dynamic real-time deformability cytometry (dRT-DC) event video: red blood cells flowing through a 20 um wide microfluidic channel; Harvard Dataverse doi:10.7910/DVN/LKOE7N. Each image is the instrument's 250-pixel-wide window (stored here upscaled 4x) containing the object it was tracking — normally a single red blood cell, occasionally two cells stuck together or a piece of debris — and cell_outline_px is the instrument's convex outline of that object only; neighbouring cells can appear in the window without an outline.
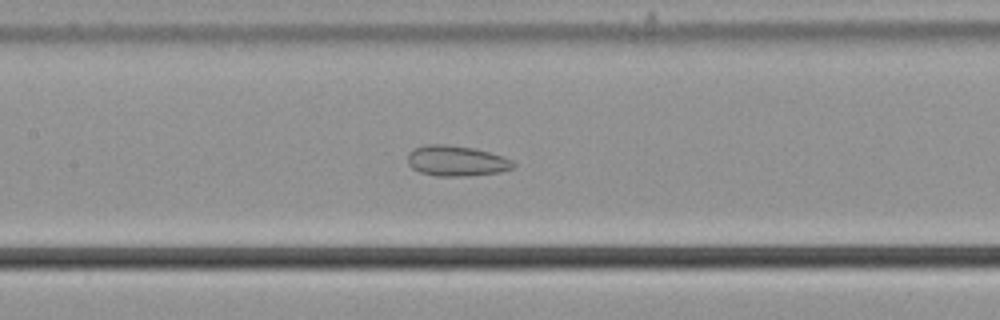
{"species": "common noctule bat (a hibernating species)", "species_latin": "Nyctalus noctula", "temperature_condition": "cold", "stored_images_in_passage": 56, "camera_frame_rate_fps": 3000, "um_per_image_px": 0.085, "animal": {"sex": "male", "body_mass_g": 21.5, "forearm_length_mm": 52.0}, "frame": {"image": 1, "passage_image": 27, "time_ms": 8.667, "image_size_px": [1000, 320], "cell_outline_px": [[516, 168], [500, 172], [468, 176], [436, 176], [420, 172], [412, 168], [408, 164], [408, 152], [416, 148], [428, 144], [444, 144], [472, 148], [504, 156], [512, 160], [516, 164]], "centroid_in_image_um": [38.83, 13.68], "position_along_channel_um": 168.6, "area_um2": 18.84}}
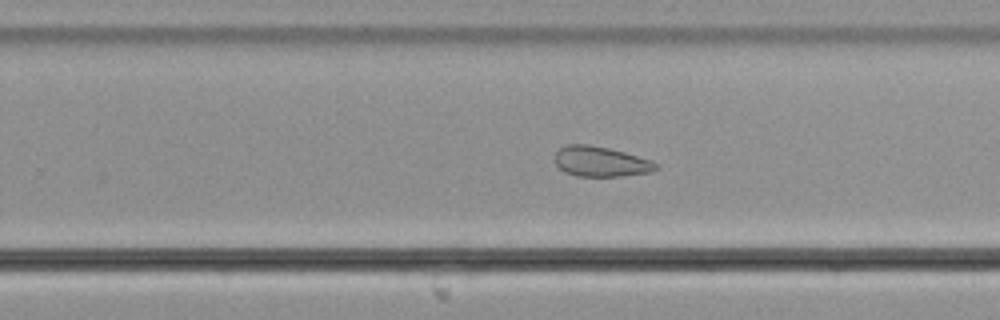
{"frame": {"image": 2, "passage_image": 36, "time_ms": 11.667, "image_size_px": [1000, 320], "cell_outline_px": [[660, 168], [652, 172], [620, 176], [576, 176], [564, 172], [556, 164], [552, 156], [564, 144], [588, 144], [608, 148], [624, 152], [652, 160]], "centroid_in_image_um": [51.03, 13.73], "position_along_channel_um": 278.8, "area_um2": 17.98}}
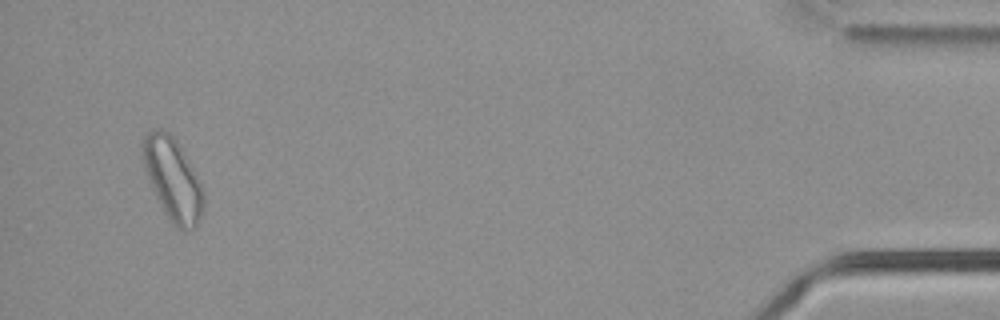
{"frame": {"image": 3, "passage_image": 54, "time_ms": 17.667, "image_size_px": [1000, 320], "cell_outline_px": [[204, 204], [200, 220], [192, 228], [184, 232], [176, 228], [168, 220], [152, 188], [144, 168], [140, 144], [144, 136], [148, 132], [156, 128], [160, 128], [168, 132], [176, 140], [200, 180], [204, 192]], "centroid_in_image_um": [14.68, 15.24], "position_along_channel_um": 420.5, "area_um2": 29.36}, "authors_computed_cell_mechanics": {"area_um2": 24.276, "velocity_mm_per_s": 3.6854, "shape_relaxation_time_tau1_ms": null, "shape_relaxation_time_tau2_ms": 1.2952, "deformation_change_tau1": null, "deformation_change_tau2": 0.0761}}